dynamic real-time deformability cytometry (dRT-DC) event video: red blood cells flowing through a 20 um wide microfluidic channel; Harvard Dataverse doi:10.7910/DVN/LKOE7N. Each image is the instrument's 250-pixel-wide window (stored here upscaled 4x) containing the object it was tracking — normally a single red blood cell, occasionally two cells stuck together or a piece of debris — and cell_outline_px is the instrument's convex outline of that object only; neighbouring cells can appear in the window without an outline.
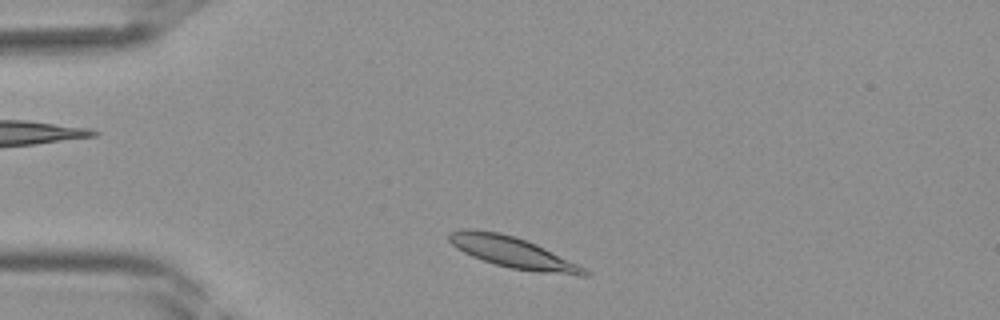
{"species": "Egyptian fruit bat (a non-hibernating species)", "species_latin": "Rousettus aegyptiacus", "temperature_condition": "room temperature", "stored_images_in_passage": 34, "camera_frame_rate_fps": 3000, "um_per_image_px": 0.085, "frame": {"image": 1, "passage_image": 2, "time_ms": 0.333, "image_size_px": [1000, 320], "cell_outline_px": [[592, 272], [588, 276], [580, 276], [540, 272], [512, 268], [496, 264], [472, 256], [456, 248], [448, 240], [448, 232], [464, 228], [472, 228], [500, 232], [516, 236], [536, 244]], "centroid_in_image_um": [43.54, 21.43], "position_along_channel_um": 41.5, "area_um2": 24.33}}
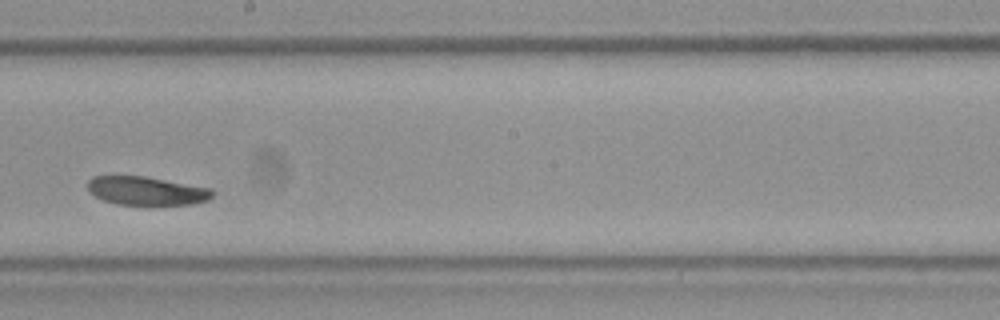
{"frame": {"image": 2, "passage_image": 16, "time_ms": 5.0, "image_size_px": [1000, 320], "cell_outline_px": [[216, 192], [208, 200], [192, 204], [116, 204], [104, 200], [96, 196], [88, 188], [88, 180], [92, 176], [144, 176], [212, 188]], "centroid_in_image_um": [12.49, 16.21], "position_along_channel_um": 235.7, "area_um2": 20.58}}
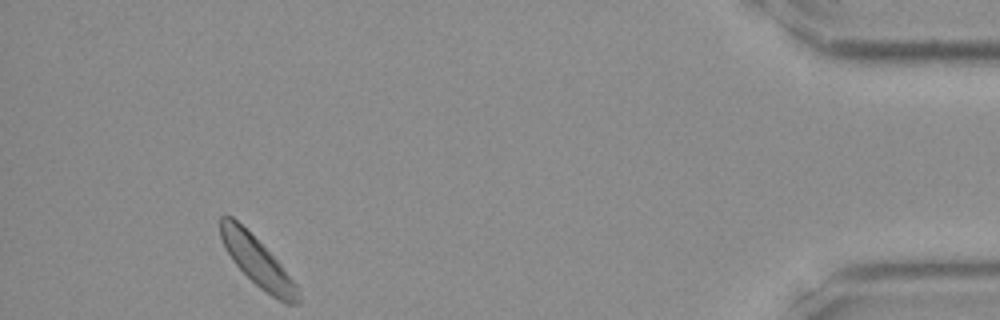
{"frame": {"image": 3, "passage_image": 31, "time_ms": 10.0, "image_size_px": [1000, 320], "cell_outline_px": [[300, 304], [284, 304], [260, 288], [232, 260], [220, 236], [220, 216], [232, 216], [280, 264], [296, 284], [300, 296]], "centroid_in_image_um": [21.9, 22.29], "position_along_channel_um": 413.3, "area_um2": 21.39}}